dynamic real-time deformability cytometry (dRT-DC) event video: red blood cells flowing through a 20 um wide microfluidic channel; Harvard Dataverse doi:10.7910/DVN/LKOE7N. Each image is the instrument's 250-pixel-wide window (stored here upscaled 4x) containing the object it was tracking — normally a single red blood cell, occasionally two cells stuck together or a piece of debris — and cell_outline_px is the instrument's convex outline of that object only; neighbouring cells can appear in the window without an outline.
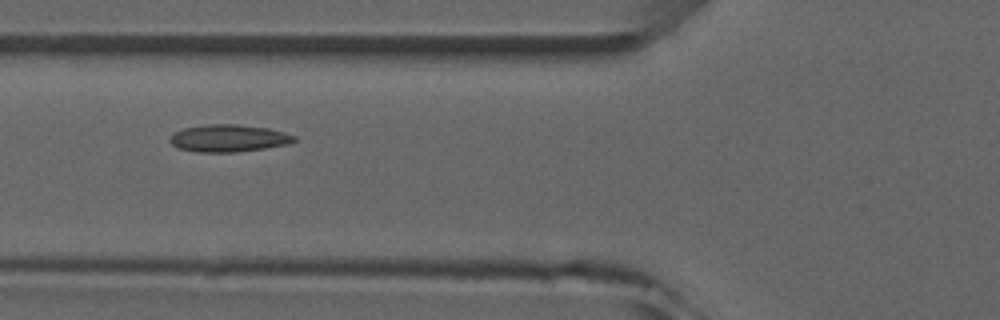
{"species": "common noctule bat (a hibernating species)", "species_latin": "Nyctalus noctula", "temperature_condition": "room temperature", "stored_images_in_passage": 8, "camera_frame_rate_fps": 3000, "um_per_image_px": 0.085, "animal": {"sex": "male", "forearm_length_mm": 52.5}, "frame": {"image": 1, "passage_image": 6, "time_ms": 5.667, "image_size_px": [1000, 320], "cell_outline_px": [[296, 140], [288, 144], [264, 148], [236, 152], [200, 152], [180, 148], [172, 144], [168, 140], [176, 132], [184, 128], [208, 124], [236, 124], [268, 128], [284, 132], [296, 136]], "centroid_in_image_um": [19.46, 11.74], "position_along_channel_um": 106.3, "area_um2": 19.54}}
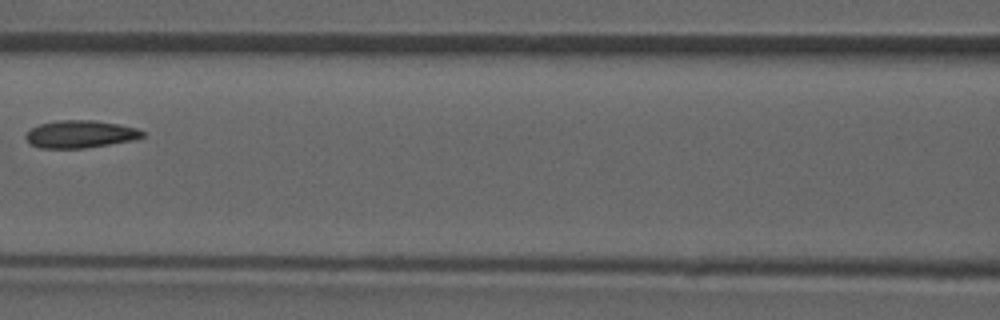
{"frame": {"image": 2, "passage_image": 7, "time_ms": 7.0, "image_size_px": [1000, 320], "cell_outline_px": [[144, 136], [132, 140], [84, 148], [40, 148], [32, 144], [24, 136], [32, 128], [40, 124], [56, 120], [96, 120], [136, 128], [144, 132]], "centroid_in_image_um": [6.81, 11.39], "position_along_channel_um": 159.8, "area_um2": 18.44}}